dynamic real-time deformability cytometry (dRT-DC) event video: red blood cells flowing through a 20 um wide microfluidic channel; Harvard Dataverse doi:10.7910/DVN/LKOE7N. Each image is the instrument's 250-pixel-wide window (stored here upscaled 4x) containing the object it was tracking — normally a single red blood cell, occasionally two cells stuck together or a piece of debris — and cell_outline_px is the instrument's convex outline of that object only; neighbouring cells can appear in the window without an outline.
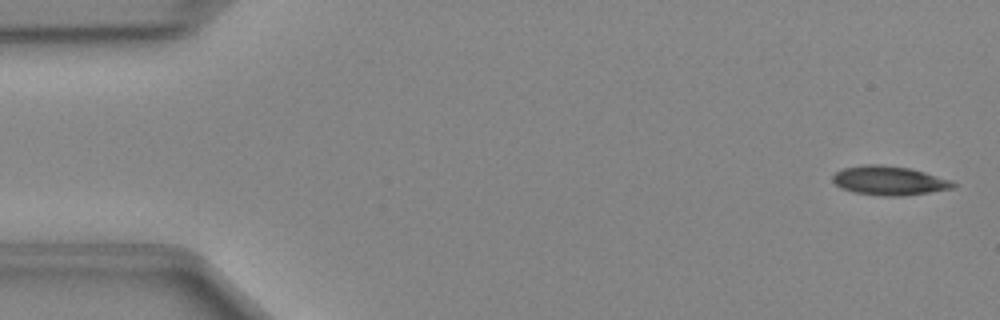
{"species": "Egyptian fruit bat (a non-hibernating species)", "species_latin": "Rousettus aegyptiacus", "temperature_condition": "cold", "stored_images_in_passage": 48, "camera_frame_rate_fps": 3000, "um_per_image_px": 0.085, "animal": {"sex": "female"}, "frame": {"image": 1, "passage_image": 2, "time_ms": 0.333, "image_size_px": [1000, 320], "cell_outline_px": [[956, 188], [904, 196], [880, 196], [852, 192], [840, 188], [832, 180], [832, 176], [836, 172], [844, 168], [864, 164], [880, 164], [912, 168], [952, 180], [956, 184]], "centroid_in_image_um": [75.6, 15.35], "position_along_channel_um": 9.4, "area_um2": 20.75}}
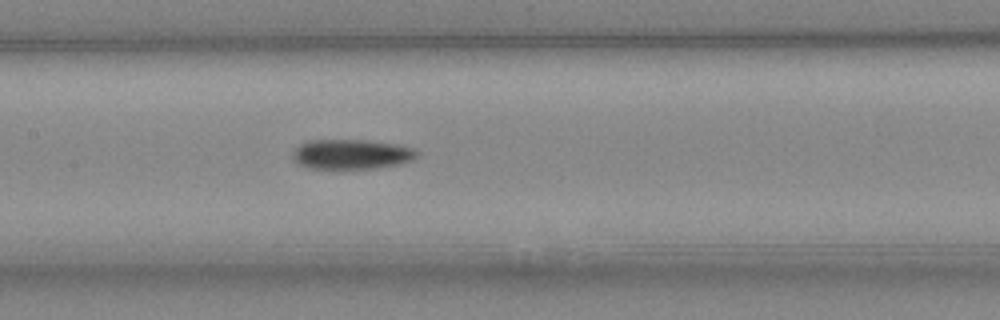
{"frame": {"image": 2, "passage_image": 23, "time_ms": 7.333, "image_size_px": [1000, 320], "cell_outline_px": [[420, 152], [412, 160], [400, 164], [376, 168], [308, 168], [296, 164], [292, 160], [292, 152], [300, 144], [308, 140], [368, 140], [400, 144], [412, 148]], "centroid_in_image_um": [29.86, 13.1], "position_along_channel_um": 177.5, "area_um2": 21.85}}
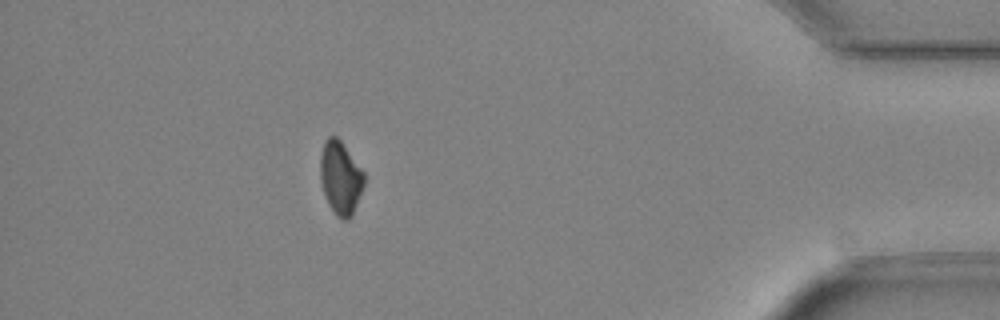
{"frame": {"image": 3, "passage_image": 43, "time_ms": 14.0, "image_size_px": [1000, 320], "cell_outline_px": [[364, 184], [352, 216], [348, 220], [340, 220], [336, 216], [328, 204], [320, 180], [320, 156], [324, 140], [328, 136], [336, 136], [340, 140], [364, 172]], "centroid_in_image_um": [28.92, 15.13], "position_along_channel_um": 406.3, "area_um2": 18.73}}